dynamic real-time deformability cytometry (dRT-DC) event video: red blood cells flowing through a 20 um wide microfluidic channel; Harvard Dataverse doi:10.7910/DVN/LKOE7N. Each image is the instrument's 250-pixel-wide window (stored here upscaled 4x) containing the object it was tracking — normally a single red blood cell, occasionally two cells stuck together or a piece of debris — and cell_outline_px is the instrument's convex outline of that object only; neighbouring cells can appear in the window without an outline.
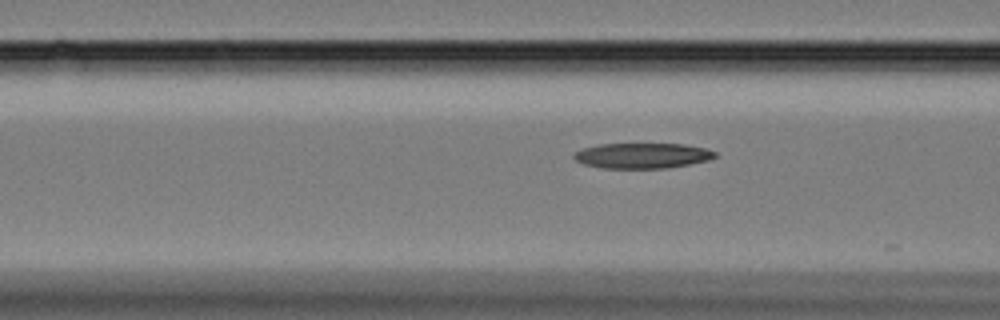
{"species": "Egyptian fruit bat (a non-hibernating species)", "species_latin": "Rousettus aegyptiacus", "temperature_condition": "cold", "stored_images_in_passage": 14, "camera_frame_rate_fps": 3000, "um_per_image_px": 0.085, "animal": {"sex": "female"}, "frame": {"image": 1, "passage_image": 11, "time_ms": 3.333, "image_size_px": [1000, 320], "cell_outline_px": [[716, 156], [708, 160], [668, 168], [604, 168], [584, 164], [576, 160], [572, 156], [576, 152], [584, 148], [600, 144], [684, 144], [704, 148], [716, 152]], "centroid_in_image_um": [54.6, 13.23], "position_along_channel_um": 112.0, "area_um2": 20.63}}